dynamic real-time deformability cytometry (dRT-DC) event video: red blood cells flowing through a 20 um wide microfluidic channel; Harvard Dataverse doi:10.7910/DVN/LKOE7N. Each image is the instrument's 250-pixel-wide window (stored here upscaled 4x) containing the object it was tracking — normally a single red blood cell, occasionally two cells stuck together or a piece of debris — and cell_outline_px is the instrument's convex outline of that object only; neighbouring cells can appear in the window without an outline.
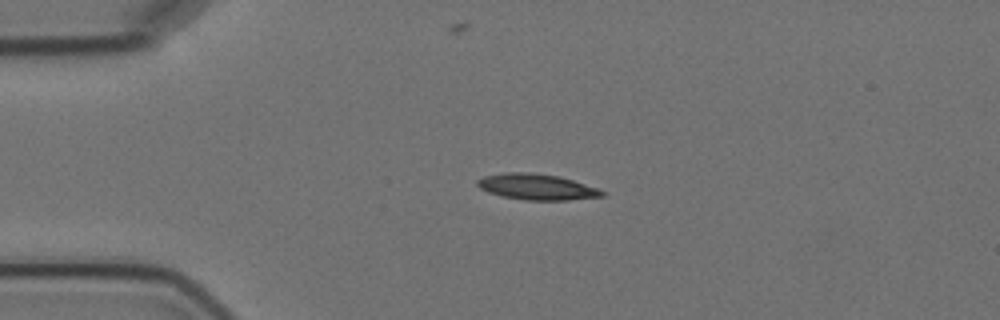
{"species": "Egyptian fruit bat (a non-hibernating species)", "species_latin": "Rousettus aegyptiacus", "temperature_condition": "cold", "stored_images_in_passage": 3, "camera_frame_rate_fps": 3000, "um_per_image_px": 0.085, "animal": {"sex": "female"}, "frame": {"image": 1, "passage_image": 1, "time_ms": 0.0, "image_size_px": [1000, 320], "cell_outline_px": [[604, 196], [568, 200], [524, 200], [504, 196], [488, 192], [480, 188], [476, 184], [476, 180], [484, 176], [504, 172], [528, 172], [560, 176], [596, 188], [604, 192]], "centroid_in_image_um": [45.58, 15.88], "position_along_channel_um": 39.4, "area_um2": 18.67}}
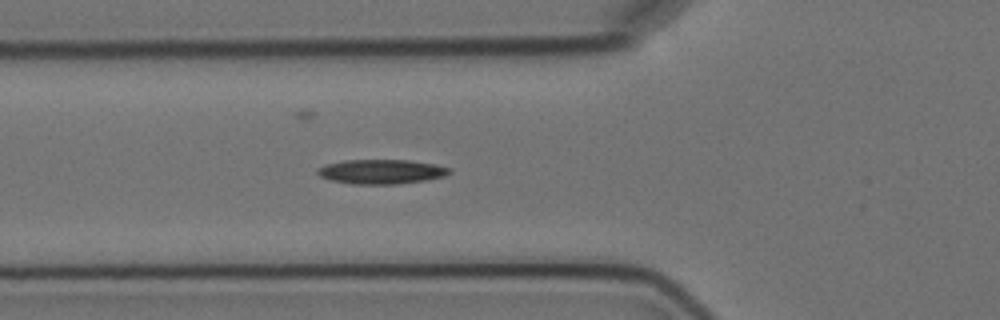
{"frame": {"image": 2, "passage_image": 3, "time_ms": 2.333, "image_size_px": [1000, 320], "cell_outline_px": [[452, 172], [444, 176], [428, 180], [396, 184], [352, 184], [332, 180], [320, 176], [316, 172], [316, 168], [324, 164], [344, 160], [408, 160], [436, 164], [452, 168]], "centroid_in_image_um": [32.42, 14.58], "position_along_channel_um": 93.4, "area_um2": 19.02}}